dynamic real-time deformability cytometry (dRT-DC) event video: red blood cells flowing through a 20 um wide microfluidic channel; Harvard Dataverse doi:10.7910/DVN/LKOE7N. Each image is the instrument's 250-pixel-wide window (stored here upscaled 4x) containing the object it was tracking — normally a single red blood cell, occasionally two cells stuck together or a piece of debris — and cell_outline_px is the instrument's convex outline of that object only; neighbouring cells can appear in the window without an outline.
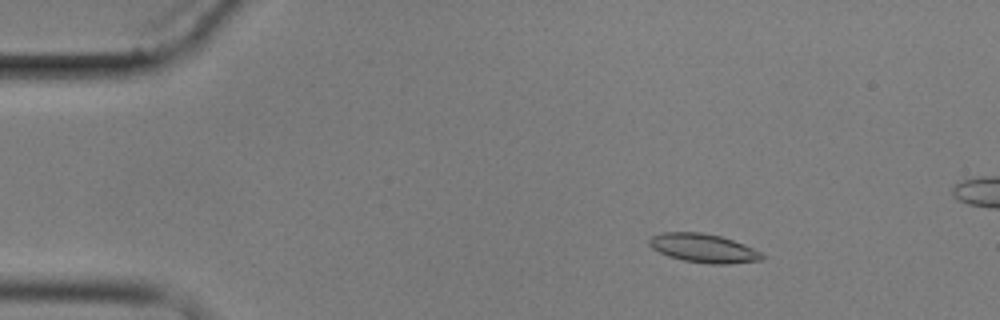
{"species": "common noctule bat (a hibernating species)", "species_latin": "Nyctalus noctula", "temperature_condition": "cold", "stored_images_in_passage": 5, "camera_frame_rate_fps": 3000, "um_per_image_px": 0.085, "animal": {"sex": "male", "body_mass_g": 17.9}, "frame": {"image": 1, "passage_image": 2, "time_ms": 1.0, "image_size_px": [1000, 320], "cell_outline_px": [[764, 260], [728, 264], [708, 264], [684, 260], [668, 256], [652, 248], [648, 244], [648, 240], [652, 236], [660, 232], [700, 232], [720, 236], [744, 244], [760, 252], [764, 256]], "centroid_in_image_um": [59.78, 21.09], "position_along_channel_um": 25.2, "area_um2": 18.9}}